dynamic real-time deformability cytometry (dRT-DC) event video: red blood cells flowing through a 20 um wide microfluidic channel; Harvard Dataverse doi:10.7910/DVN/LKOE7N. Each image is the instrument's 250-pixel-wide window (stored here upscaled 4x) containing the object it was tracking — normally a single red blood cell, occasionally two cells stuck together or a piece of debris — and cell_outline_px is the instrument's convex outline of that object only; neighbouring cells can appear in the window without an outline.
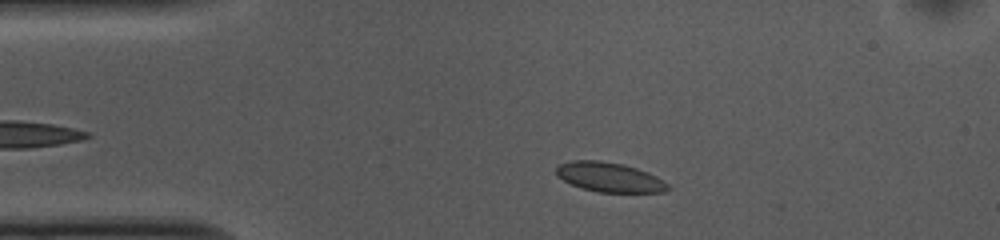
{"species": "common noctule bat (a hibernating species)", "species_latin": "Nyctalus noctula", "temperature_condition": "cold", "stored_images_in_passage": 39, "camera_frame_rate_fps": 3000, "um_per_image_px": 0.085, "animal": {"sex": "female", "body_mass_g": 10.0, "forearm_length_mm": 53.1}, "frame": {"image": 1, "passage_image": 5, "time_ms": 1.333, "image_size_px": [1000, 240], "cell_outline_px": [[672, 188], [664, 192], [596, 192], [580, 188], [556, 176], [556, 168], [560, 164], [572, 160], [600, 160], [624, 164], [648, 172], [664, 180]], "centroid_in_image_um": [51.82, 15.06], "position_along_channel_um": 33.2, "area_um2": 19.42}}
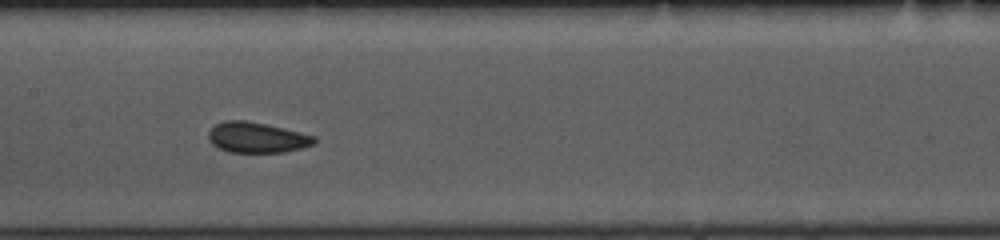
{"frame": {"image": 2, "passage_image": 20, "time_ms": 6.333, "image_size_px": [1000, 240], "cell_outline_px": [[316, 140], [312, 144], [300, 148], [284, 152], [228, 152], [212, 144], [208, 140], [208, 132], [216, 124], [224, 120], [244, 120], [284, 128], [316, 136]], "centroid_in_image_um": [21.81, 11.68], "position_along_channel_um": 185.6, "area_um2": 18.67}}
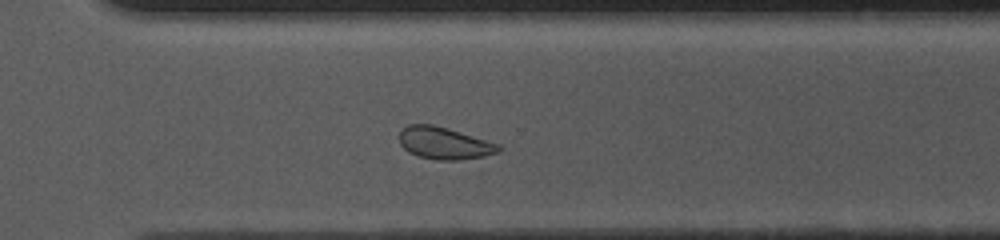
{"frame": {"image": 3, "passage_image": 32, "time_ms": 10.333, "image_size_px": [1000, 240], "cell_outline_px": [[504, 148], [500, 152], [484, 156], [456, 160], [436, 160], [416, 156], [408, 152], [400, 144], [400, 132], [408, 124], [432, 124], [448, 128], [500, 144]], "centroid_in_image_um": [37.79, 12.17], "position_along_channel_um": 332.8, "area_um2": 18.73}, "authors_computed_cell_mechanics": {"area_um2": 19.0162, "velocity_mm_per_s": 3.6889, "shape_relaxation_time_tau1_ms": 2.755, "shape_relaxation_time_tau2_ms": 1.3089, "deformation_change_tau1": 0.0515, "deformation_change_tau2": 0.0351}}